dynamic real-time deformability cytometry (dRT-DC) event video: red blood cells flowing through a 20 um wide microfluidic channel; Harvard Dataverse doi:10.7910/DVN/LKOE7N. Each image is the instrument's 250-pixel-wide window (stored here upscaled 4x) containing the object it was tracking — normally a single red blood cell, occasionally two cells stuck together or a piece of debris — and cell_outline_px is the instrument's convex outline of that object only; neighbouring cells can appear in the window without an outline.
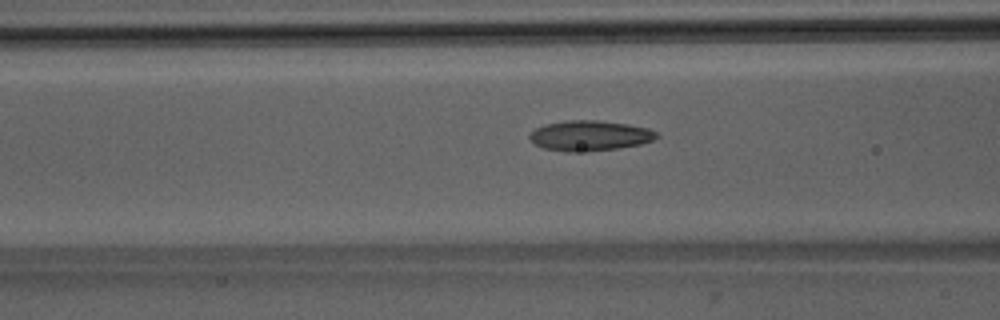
{"species": "Egyptian fruit bat (a non-hibernating species)", "species_latin": "Rousettus aegyptiacus", "temperature_condition": "room temperature", "stored_images_in_passage": 41, "camera_frame_rate_fps": 3000, "um_per_image_px": 0.085, "animal": {"sex": "male"}, "frame": {"image": 1, "passage_image": 10, "time_ms": 3.0, "image_size_px": [1000, 320], "cell_outline_px": [[660, 136], [652, 140], [640, 144], [616, 148], [572, 152], [564, 152], [544, 148], [536, 144], [528, 136], [536, 128], [544, 124], [564, 120], [596, 120], [628, 124], [648, 128], [656, 132]], "centroid_in_image_um": [50.12, 11.52], "position_along_channel_um": 116.5, "area_um2": 22.2}}
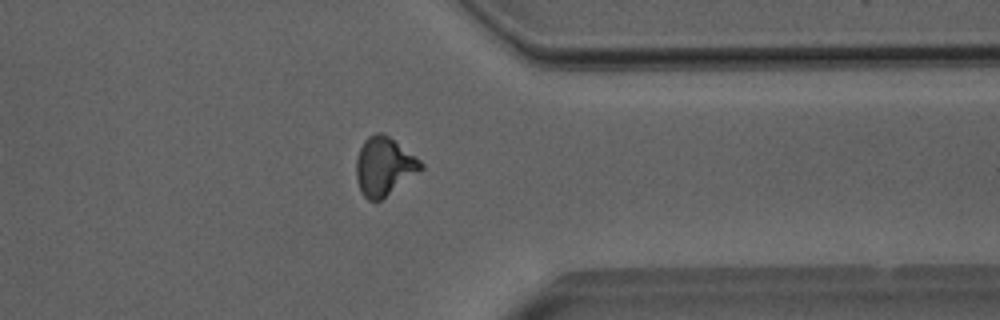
{"frame": {"image": 2, "passage_image": 30, "time_ms": 9.667, "image_size_px": [1000, 320], "cell_outline_px": [[424, 168], [380, 200], [368, 200], [364, 196], [360, 188], [356, 176], [356, 160], [360, 148], [364, 140], [368, 136], [376, 132], [384, 132], [420, 160], [424, 164]], "centroid_in_image_um": [32.64, 14.11], "position_along_channel_um": 378.8, "area_um2": 21.73}}
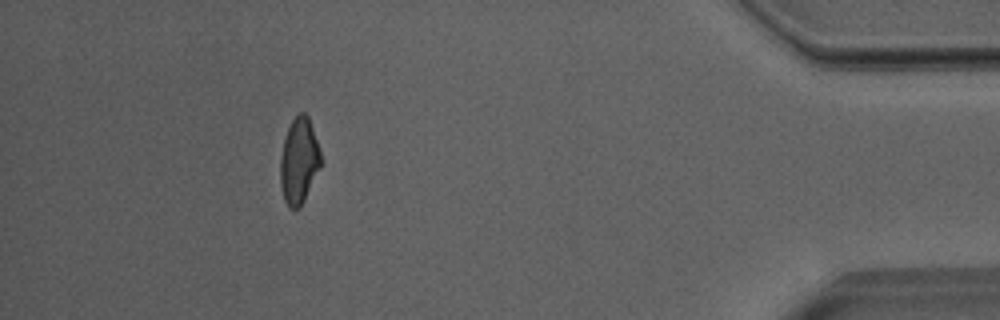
{"frame": {"image": 3, "passage_image": 36, "time_ms": 11.667, "image_size_px": [1000, 320], "cell_outline_px": [[320, 168], [300, 208], [288, 208], [284, 200], [280, 184], [280, 156], [284, 140], [288, 128], [292, 120], [300, 112], [304, 112], [308, 116], [320, 152]], "centroid_in_image_um": [25.39, 13.7], "position_along_channel_um": 409.8, "area_um2": 20.06}, "authors_computed_cell_mechanics": {"area_um2": 21.0392, "velocity_mm_per_s": 4.0242, "shape_relaxation_time_tau1_ms": 5.6095, "shape_relaxation_time_tau2_ms": 1.9762, "deformation_change_tau1": 0.1617, "deformation_change_tau2": 0.105}}